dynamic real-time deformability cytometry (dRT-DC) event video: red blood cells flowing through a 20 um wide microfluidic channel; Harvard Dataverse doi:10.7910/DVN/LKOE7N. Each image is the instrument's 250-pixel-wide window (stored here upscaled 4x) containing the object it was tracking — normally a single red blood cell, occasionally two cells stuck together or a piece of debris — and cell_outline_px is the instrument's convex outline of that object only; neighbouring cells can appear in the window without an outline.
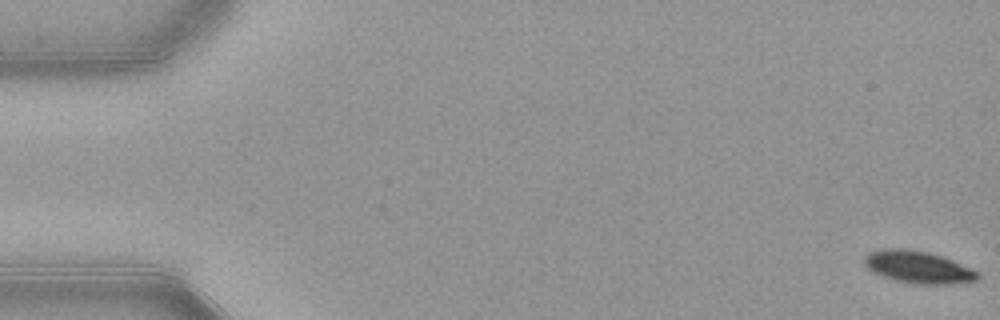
{"species": "common noctule bat (a hibernating species)", "species_latin": "Nyctalus noctula", "temperature_condition": "warm", "stored_images_in_passage": 54, "camera_frame_rate_fps": 3000, "um_per_image_px": 0.085, "animal": {"sex": "female", "body_mass_g": 21.9}, "frame": {"image": 1, "passage_image": 1, "time_ms": 0.0, "image_size_px": [1000, 320], "cell_outline_px": [[980, 276], [976, 280], [948, 284], [916, 284], [896, 280], [872, 272], [864, 264], [864, 256], [868, 252], [884, 248], [908, 248], [928, 252], [952, 260], [980, 272]], "centroid_in_image_um": [78.01, 22.69], "position_along_channel_um": 7.0, "area_um2": 21.27}}
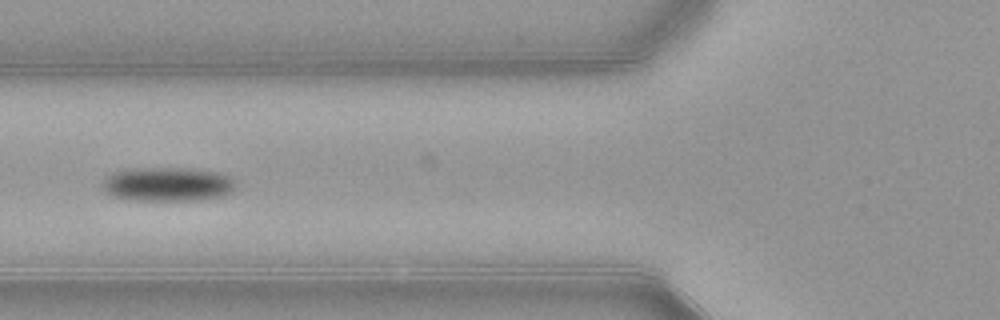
{"frame": {"image": 2, "passage_image": 21, "time_ms": 6.667, "image_size_px": [1000, 320], "cell_outline_px": [[236, 184], [232, 192], [220, 196], [200, 200], [128, 200], [112, 196], [104, 192], [104, 176], [112, 172], [132, 168], [184, 168], [216, 172], [232, 176], [236, 180]], "centroid_in_image_um": [14.24, 15.66], "position_along_channel_um": 111.6, "area_um2": 26.7}}
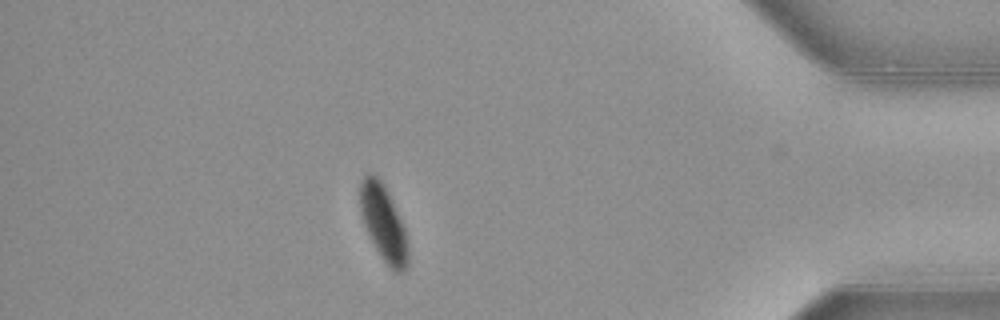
{"frame": {"image": 3, "passage_image": 47, "time_ms": 15.333, "image_size_px": [1000, 320], "cell_outline_px": [[408, 264], [404, 272], [392, 272], [388, 268], [380, 256], [364, 224], [360, 212], [360, 180], [368, 172], [376, 176], [380, 180], [404, 228], [408, 244]], "centroid_in_image_um": [32.59, 19.03], "position_along_channel_um": 402.6, "area_um2": 20.75}, "authors_computed_cell_mechanics": {"area_um2": 23.8136, "velocity_mm_per_s": 3.8863, "shape_relaxation_time_tau1_ms": 2.8092, "shape_relaxation_time_tau2_ms": null, "deformation_change_tau1": 0.1074, "deformation_change_tau2": null}}